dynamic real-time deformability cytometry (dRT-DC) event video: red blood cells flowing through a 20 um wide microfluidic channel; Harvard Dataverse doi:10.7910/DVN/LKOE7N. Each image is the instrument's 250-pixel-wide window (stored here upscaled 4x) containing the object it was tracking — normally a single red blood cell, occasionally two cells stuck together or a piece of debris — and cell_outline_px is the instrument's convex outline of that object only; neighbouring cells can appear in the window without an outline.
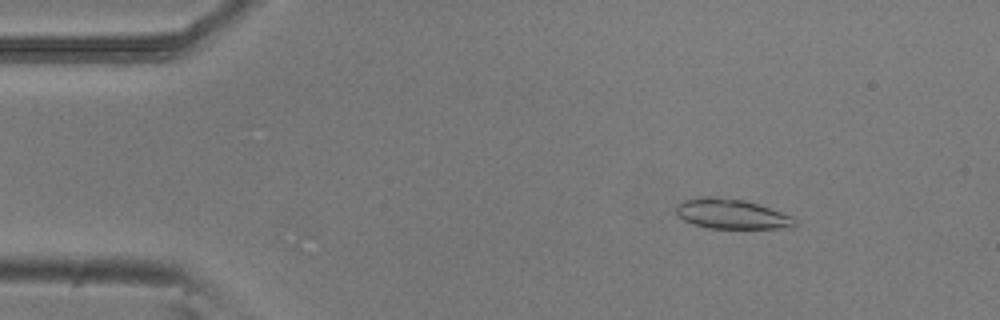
{"species": "common noctule bat (a hibernating species)", "species_latin": "Nyctalus noctula", "temperature_condition": "room temperature", "stored_images_in_passage": 47, "camera_frame_rate_fps": 3000, "um_per_image_px": 0.085, "animal": {"sex": "male", "body_mass_g": 20.5, "forearm_length_mm": 52.5}, "frame": {"image": 1, "passage_image": 2, "time_ms": 0.333, "image_size_px": [1000, 320], "cell_outline_px": [[796, 224], [780, 228], [708, 228], [692, 224], [684, 220], [676, 212], [676, 204], [684, 200], [708, 196], [716, 196], [744, 200], [760, 204], [792, 216], [796, 220]], "centroid_in_image_um": [62.16, 18.17], "position_along_channel_um": 22.8, "area_um2": 20.58}}
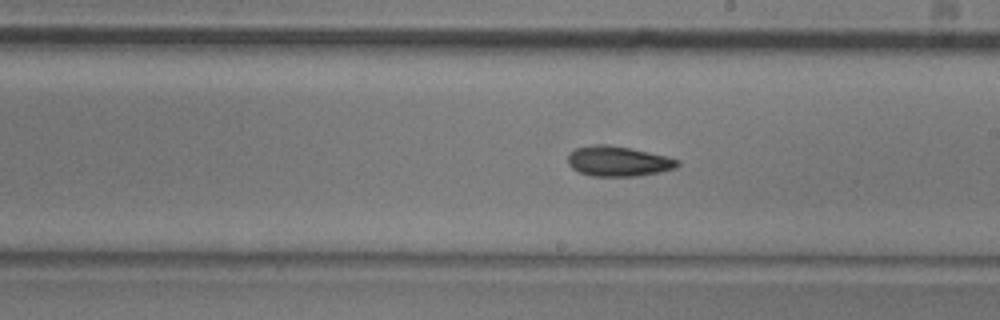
{"frame": {"image": 2, "passage_image": 24, "time_ms": 7.667, "image_size_px": [1000, 320], "cell_outline_px": [[680, 164], [676, 168], [660, 172], [636, 176], [588, 176], [572, 168], [568, 164], [568, 156], [576, 148], [596, 144], [604, 144], [632, 148], [668, 156], [680, 160]], "centroid_in_image_um": [52.58, 13.71], "position_along_channel_um": 236.4, "area_um2": 19.36}}
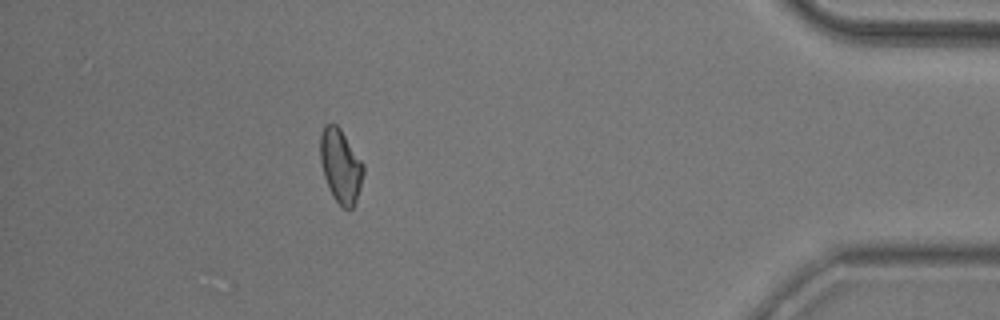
{"frame": {"image": 3, "passage_image": 41, "time_ms": 13.333, "image_size_px": [1000, 320], "cell_outline_px": [[364, 172], [360, 188], [356, 200], [352, 208], [344, 208], [332, 196], [324, 176], [320, 160], [320, 136], [324, 124], [336, 124], [340, 128], [364, 164]], "centroid_in_image_um": [28.95, 14.08], "position_along_channel_um": 406.3, "area_um2": 18.38}, "authors_computed_cell_mechanics": {"area_um2": 18.7272, "velocity_mm_per_s": 3.8788, "shape_relaxation_time_tau1_ms": null, "shape_relaxation_time_tau2_ms": 8.0766, "deformation_change_tau1": null, "deformation_change_tau2": 0.1266}}